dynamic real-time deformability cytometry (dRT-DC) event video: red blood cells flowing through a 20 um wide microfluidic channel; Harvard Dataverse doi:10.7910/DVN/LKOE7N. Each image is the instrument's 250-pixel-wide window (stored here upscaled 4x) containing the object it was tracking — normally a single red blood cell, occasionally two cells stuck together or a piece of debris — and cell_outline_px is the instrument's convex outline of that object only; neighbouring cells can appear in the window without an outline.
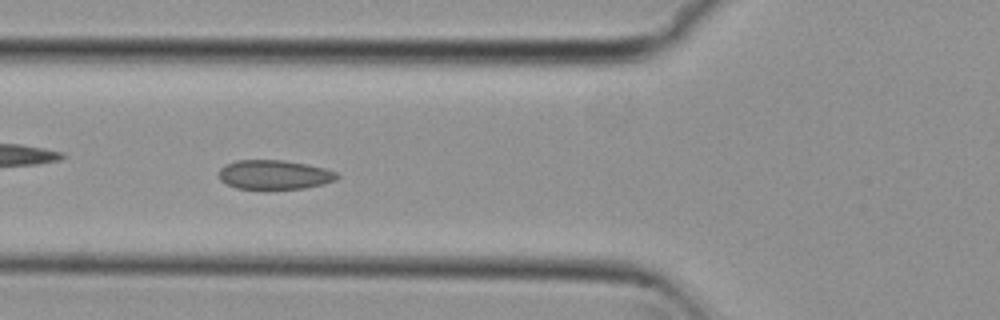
{"species": "common noctule bat (a hibernating species)", "species_latin": "Nyctalus noctula", "temperature_condition": "cold", "stored_images_in_passage": 57, "camera_frame_rate_fps": 3000, "um_per_image_px": 0.085, "animal": {"sex": "female", "body_mass_g": 29.2, "forearm_length_mm": 56.3}, "frame": {"image": 1, "passage_image": 21, "time_ms": 6.667, "image_size_px": [1000, 320], "cell_outline_px": [[340, 176], [336, 180], [324, 184], [304, 188], [236, 188], [220, 180], [220, 168], [236, 160], [284, 160], [324, 168], [336, 172]], "centroid_in_image_um": [23.35, 14.84], "position_along_channel_um": 102.5, "area_um2": 19.83}}
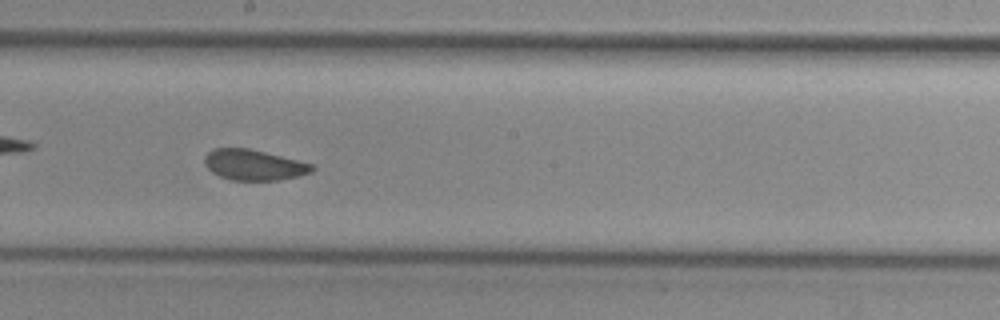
{"frame": {"image": 2, "passage_image": 31, "time_ms": 10.0, "image_size_px": [1000, 320], "cell_outline_px": [[316, 168], [312, 172], [280, 180], [232, 180], [220, 176], [212, 172], [204, 164], [204, 156], [212, 148], [248, 148], [312, 164]], "centroid_in_image_um": [21.54, 14.02], "position_along_channel_um": 226.7, "area_um2": 19.02}}
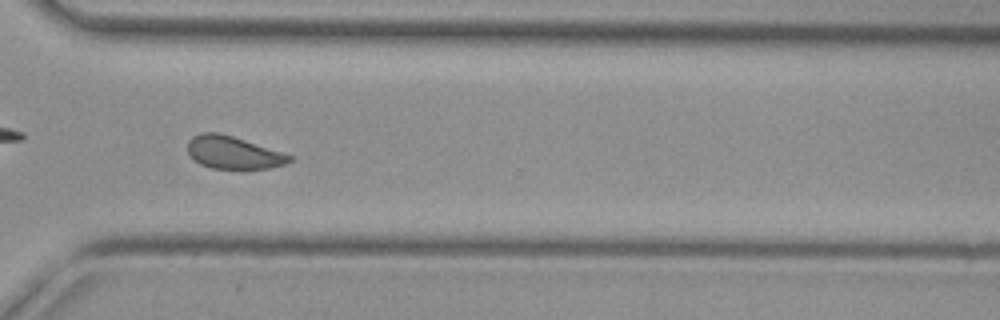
{"frame": {"image": 3, "passage_image": 41, "time_ms": 13.333, "image_size_px": [1000, 320], "cell_outline_px": [[296, 160], [284, 164], [268, 168], [212, 168], [200, 164], [192, 160], [188, 152], [188, 140], [192, 136], [200, 132], [220, 132], [296, 156]], "centroid_in_image_um": [19.84, 12.95], "position_along_channel_um": 350.8, "area_um2": 19.59}, "authors_computed_cell_mechanics": {"area_um2": 20.1722, "velocity_mm_per_s": 3.7219, "shape_relaxation_time_tau1_ms": 8.8567, "shape_relaxation_time_tau2_ms": 1.1964, "deformation_change_tau1": 0.1263, "deformation_change_tau2": 0.0524}}